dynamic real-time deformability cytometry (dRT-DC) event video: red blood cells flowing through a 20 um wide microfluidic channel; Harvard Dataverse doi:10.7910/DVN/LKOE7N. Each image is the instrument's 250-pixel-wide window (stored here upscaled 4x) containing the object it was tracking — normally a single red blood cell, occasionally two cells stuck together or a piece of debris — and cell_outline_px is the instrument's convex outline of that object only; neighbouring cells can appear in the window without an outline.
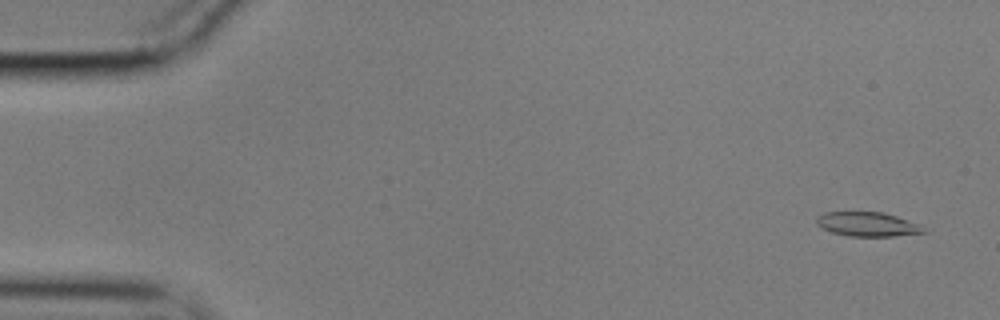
{"species": "common noctule bat (a hibernating species)", "species_latin": "Nyctalus noctula", "temperature_condition": "cold", "stored_images_in_passage": 56, "camera_frame_rate_fps": 3000, "um_per_image_px": 0.085, "animal": {"sex": "male", "body_mass_g": 17.9}, "frame": {"image": 1, "passage_image": 3, "time_ms": 0.667, "image_size_px": [1000, 320], "cell_outline_px": [[928, 232], [892, 236], [848, 236], [832, 232], [816, 224], [816, 216], [824, 212], [884, 212], [920, 224]], "centroid_in_image_um": [73.74, 19.05], "position_along_channel_um": 11.3, "area_um2": 15.14}}
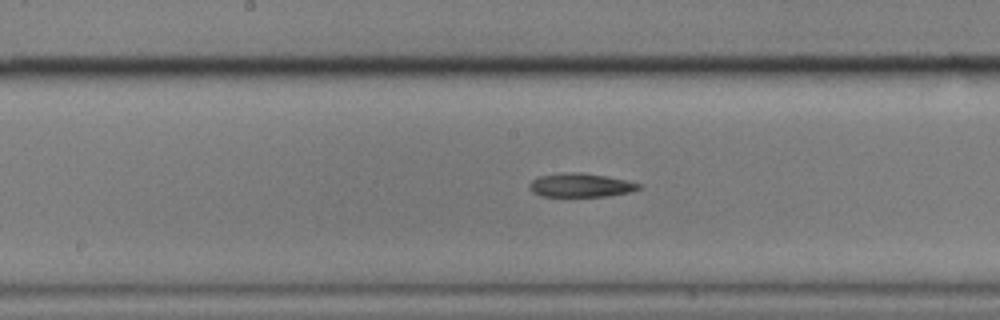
{"frame": {"image": 2, "passage_image": 29, "time_ms": 9.333, "image_size_px": [1000, 320], "cell_outline_px": [[644, 184], [640, 188], [628, 192], [608, 196], [540, 196], [532, 192], [528, 188], [528, 184], [532, 180], [540, 176], [568, 172], [580, 172], [604, 176]], "centroid_in_image_um": [49.32, 15.74], "position_along_channel_um": 198.9, "area_um2": 15.03}}
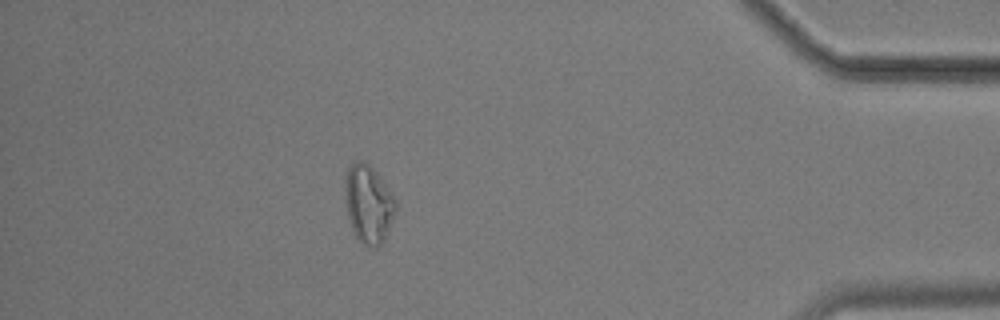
{"frame": {"image": 3, "passage_image": 50, "time_ms": 16.333, "image_size_px": [1000, 320], "cell_outline_px": [[396, 212], [388, 232], [384, 240], [376, 248], [368, 248], [356, 236], [352, 228], [348, 216], [344, 184], [348, 168], [356, 160], [364, 160], [376, 172], [392, 192], [396, 200]], "centroid_in_image_um": [31.34, 17.34], "position_along_channel_um": 403.9, "area_um2": 23.06}, "authors_computed_cell_mechanics": {"area_um2": 16.1262, "velocity_mm_per_s": 3.5497, "shape_relaxation_time_tau1_ms": null, "shape_relaxation_time_tau2_ms": 10.1211, "deformation_change_tau1": null, "deformation_change_tau2": 0.1965}}